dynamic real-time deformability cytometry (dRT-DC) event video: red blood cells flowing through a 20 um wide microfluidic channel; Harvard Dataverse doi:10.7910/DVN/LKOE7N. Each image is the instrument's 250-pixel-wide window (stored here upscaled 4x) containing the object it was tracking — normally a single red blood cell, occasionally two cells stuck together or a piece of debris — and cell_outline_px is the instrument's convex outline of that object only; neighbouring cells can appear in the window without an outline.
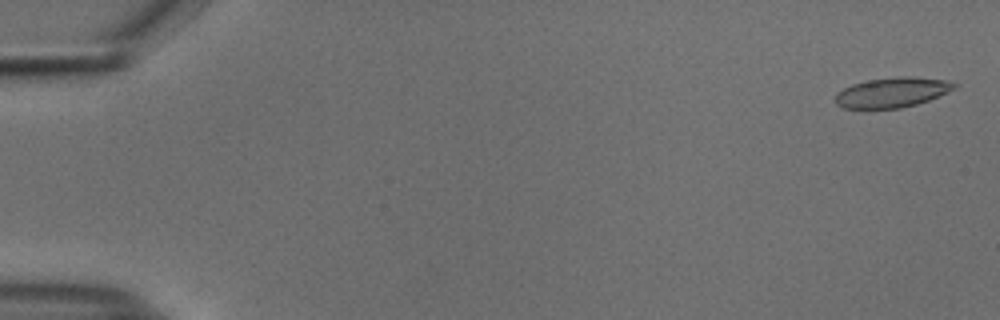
{"species": "common noctule bat (a hibernating species)", "species_latin": "Nyctalus noctula", "temperature_condition": "cold", "stored_images_in_passage": 9, "camera_frame_rate_fps": 3000, "um_per_image_px": 0.085, "animal": {"sex": "male", "body_mass_g": 18.8}, "frame": {"image": 1, "passage_image": 2, "time_ms": 0.333, "image_size_px": [1000, 320], "cell_outline_px": [[960, 84], [956, 88], [928, 100], [916, 104], [900, 108], [844, 108], [836, 104], [836, 92], [852, 84], [868, 80], [900, 76], [912, 76], [944, 80]], "centroid_in_image_um": [75.84, 7.84], "position_along_channel_um": 9.2, "area_um2": 20.63}}